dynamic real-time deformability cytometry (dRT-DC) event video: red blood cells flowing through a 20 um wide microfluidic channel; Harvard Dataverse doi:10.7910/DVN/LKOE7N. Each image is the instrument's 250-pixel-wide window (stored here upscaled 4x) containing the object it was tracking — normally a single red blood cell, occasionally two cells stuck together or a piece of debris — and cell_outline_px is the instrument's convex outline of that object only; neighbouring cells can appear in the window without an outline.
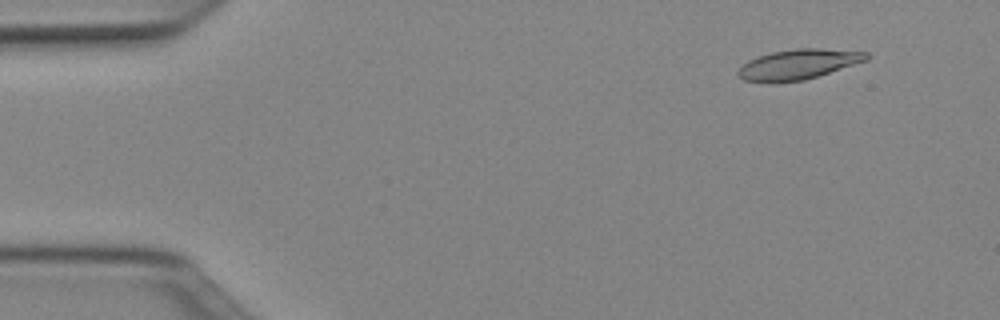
{"species": "Egyptian fruit bat (a non-hibernating species)", "species_latin": "Rousettus aegyptiacus", "temperature_condition": "cold", "stored_images_in_passage": 15, "camera_frame_rate_fps": 3000, "um_per_image_px": 0.085, "animal": {"sex": "female"}, "frame": {"image": 1, "passage_image": 5, "time_ms": 1.333, "image_size_px": [1000, 320], "cell_outline_px": [[872, 56], [868, 60], [804, 80], [772, 84], [768, 84], [744, 80], [736, 72], [748, 60], [772, 52], [796, 48], [820, 48], [868, 52]], "centroid_in_image_um": [67.86, 5.48], "position_along_channel_um": 17.1, "area_um2": 22.72}}